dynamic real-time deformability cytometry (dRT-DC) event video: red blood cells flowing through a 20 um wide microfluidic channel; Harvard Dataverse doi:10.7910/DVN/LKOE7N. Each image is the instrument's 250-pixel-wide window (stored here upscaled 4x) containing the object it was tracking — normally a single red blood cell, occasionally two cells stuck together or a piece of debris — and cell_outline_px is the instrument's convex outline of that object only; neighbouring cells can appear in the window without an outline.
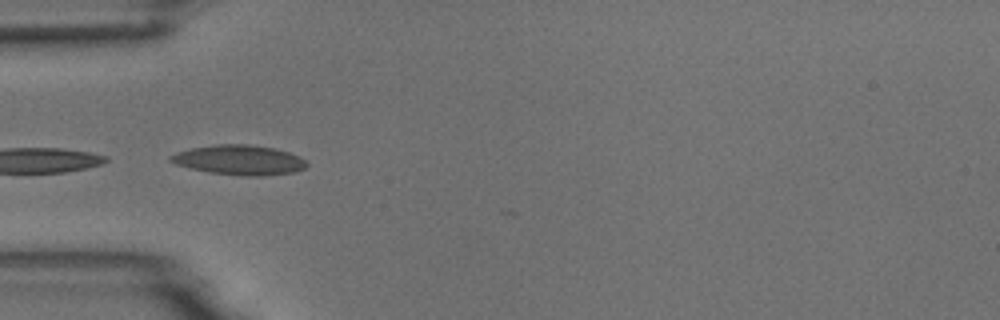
{"species": "common noctule bat (a hibernating species)", "species_latin": "Nyctalus noctula", "temperature_condition": "room temperature", "stored_images_in_passage": 9, "camera_frame_rate_fps": 3000, "um_per_image_px": 0.085, "animal": {"sex": "male", "body_mass_g": 18.8}, "frame": {"image": 1, "passage_image": 1, "time_ms": 0.0, "image_size_px": [1000, 320], "cell_outline_px": [[308, 164], [304, 168], [296, 172], [264, 176], [244, 176], [208, 172], [176, 164], [168, 160], [168, 156], [176, 152], [192, 148], [216, 144], [248, 144], [272, 148], [288, 152], [300, 156]], "centroid_in_image_um": [20.34, 13.6], "position_along_channel_um": 64.7, "area_um2": 23.64}}